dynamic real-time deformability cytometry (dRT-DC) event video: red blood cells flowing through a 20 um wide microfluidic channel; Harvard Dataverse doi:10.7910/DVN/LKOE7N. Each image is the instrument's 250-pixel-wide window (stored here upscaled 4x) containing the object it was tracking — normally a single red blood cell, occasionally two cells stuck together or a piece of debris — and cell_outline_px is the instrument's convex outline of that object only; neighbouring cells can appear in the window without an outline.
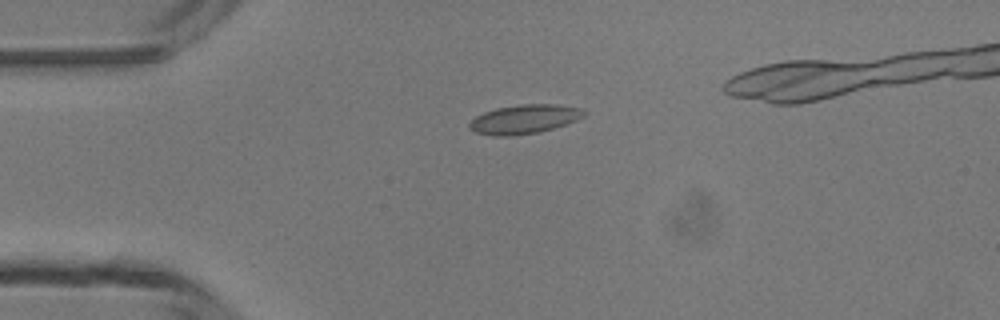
{"species": "common noctule bat (a hibernating species)", "species_latin": "Nyctalus noctula", "temperature_condition": "room temperature", "stored_images_in_passage": 5, "camera_frame_rate_fps": 3000, "um_per_image_px": 0.085, "animal": {"sex": "male", "body_mass_g": 13.3}, "frame": {"image": 1, "passage_image": 4, "time_ms": 3.667, "image_size_px": [1000, 320], "cell_outline_px": [[588, 112], [584, 116], [576, 120], [552, 128], [536, 132], [508, 136], [492, 136], [476, 132], [468, 128], [468, 124], [476, 116], [484, 112], [496, 108], [520, 104], [556, 104], [580, 108]], "centroid_in_image_um": [44.54, 10.12], "position_along_channel_um": 40.5, "area_um2": 19.25}}